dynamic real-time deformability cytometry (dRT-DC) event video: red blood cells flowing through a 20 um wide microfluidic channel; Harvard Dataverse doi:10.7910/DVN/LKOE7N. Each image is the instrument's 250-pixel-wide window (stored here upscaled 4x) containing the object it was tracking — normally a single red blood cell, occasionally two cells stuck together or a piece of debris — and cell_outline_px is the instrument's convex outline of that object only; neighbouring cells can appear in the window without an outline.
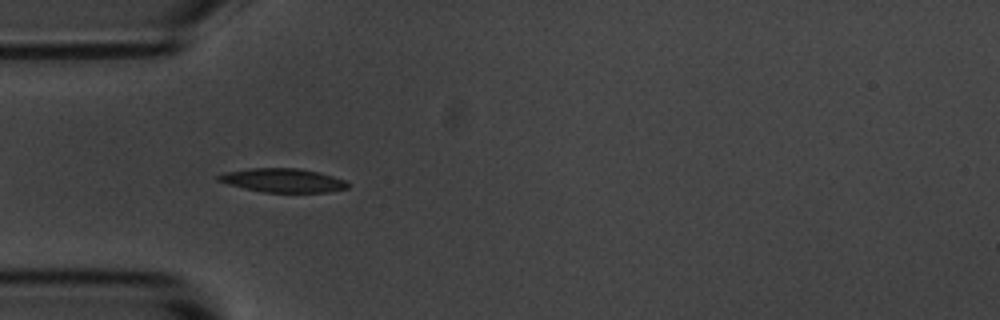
{"species": "common noctule bat (a hibernating species)", "species_latin": "Nyctalus noctula", "temperature_condition": "room temperature", "stored_images_in_passage": 7, "camera_frame_rate_fps": 3000, "um_per_image_px": 0.085, "animal": {"sex": "male", "body_mass_g": 20.1, "forearm_length_mm": 53.5}, "frame": {"image": 1, "passage_image": 5, "time_ms": 4.333, "image_size_px": [1000, 320], "cell_outline_px": [[348, 188], [328, 192], [264, 192], [244, 188], [228, 184], [216, 180], [216, 176], [224, 172], [252, 168], [300, 168], [320, 172], [344, 180], [348, 184]], "centroid_in_image_um": [24.02, 15.32], "position_along_channel_um": 61.0, "area_um2": 17.92}}
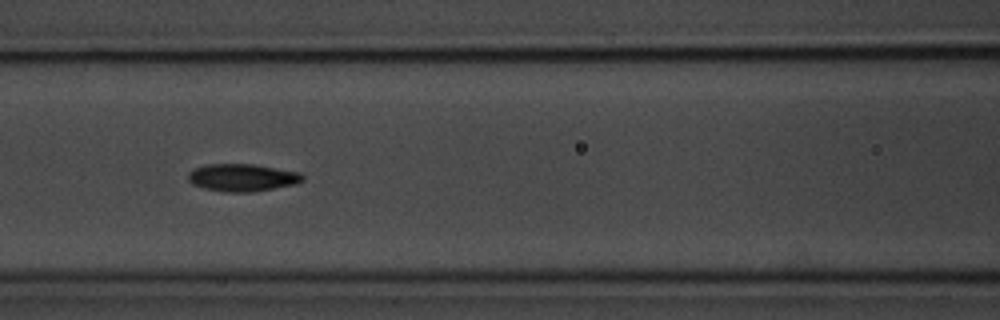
{"frame": {"image": 2, "passage_image": 7, "time_ms": 6.667, "image_size_px": [1000, 320], "cell_outline_px": [[304, 180], [296, 184], [252, 192], [224, 192], [204, 188], [192, 184], [188, 180], [188, 172], [192, 168], [208, 164], [256, 164], [300, 172], [304, 176]], "centroid_in_image_um": [20.59, 15.09], "position_along_channel_um": 146.0, "area_um2": 18.55}}